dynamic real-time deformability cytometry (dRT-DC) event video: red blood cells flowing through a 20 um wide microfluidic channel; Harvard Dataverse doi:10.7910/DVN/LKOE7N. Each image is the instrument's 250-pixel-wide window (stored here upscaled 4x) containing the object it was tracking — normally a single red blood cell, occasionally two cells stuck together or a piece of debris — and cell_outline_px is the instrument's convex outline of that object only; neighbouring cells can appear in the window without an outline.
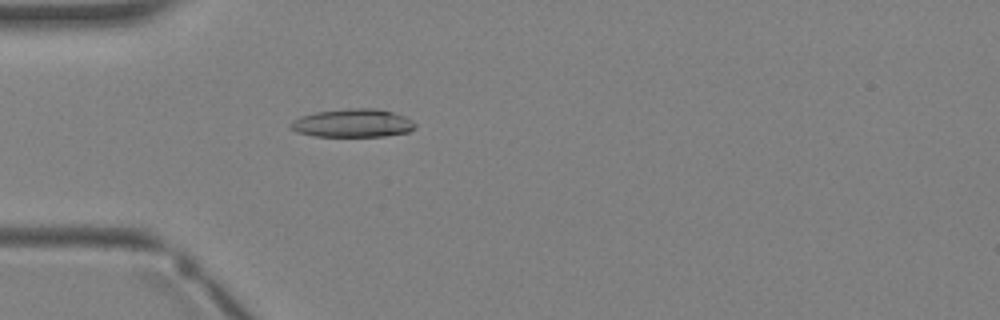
{"species": "Egyptian fruit bat (a non-hibernating species)", "species_latin": "Rousettus aegyptiacus", "temperature_condition": "warm", "stored_images_in_passage": 3, "camera_frame_rate_fps": 3000, "um_per_image_px": 0.085, "animal": {"sex": "female"}, "frame": {"image": 1, "passage_image": 3, "time_ms": 2.333, "image_size_px": [1000, 320], "cell_outline_px": [[416, 128], [408, 132], [384, 136], [316, 136], [296, 132], [288, 128], [288, 124], [300, 116], [316, 112], [348, 108], [376, 108], [392, 112], [404, 116], [412, 120], [416, 124]], "centroid_in_image_um": [29.97, 10.46], "position_along_channel_um": 55.0, "area_um2": 20.63}}